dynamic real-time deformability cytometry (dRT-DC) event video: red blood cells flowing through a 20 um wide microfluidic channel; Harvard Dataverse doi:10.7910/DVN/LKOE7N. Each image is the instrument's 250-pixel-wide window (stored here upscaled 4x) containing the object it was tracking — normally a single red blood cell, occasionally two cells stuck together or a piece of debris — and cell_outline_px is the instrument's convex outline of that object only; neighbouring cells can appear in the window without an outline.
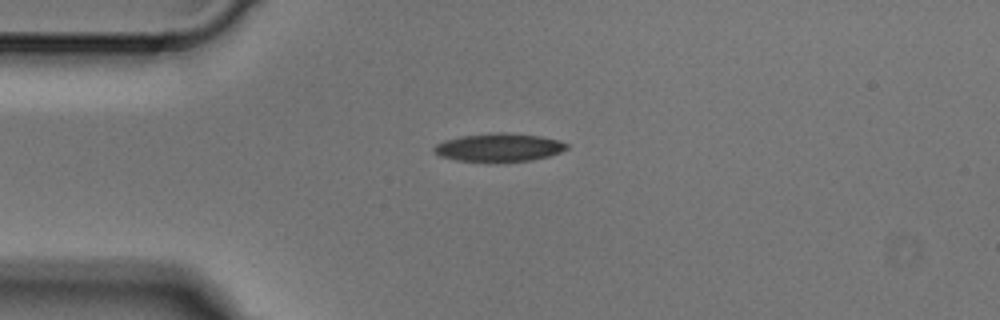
{"species": "Egyptian fruit bat (a non-hibernating species)", "species_latin": "Rousettus aegyptiacus", "temperature_condition": "cold", "stored_images_in_passage": 4, "camera_frame_rate_fps": 3000, "um_per_image_px": 0.085, "animal": {"sex": "male"}, "frame": {"image": 1, "passage_image": 1, "time_ms": 0.0, "image_size_px": [1000, 320], "cell_outline_px": [[568, 148], [560, 152], [548, 156], [532, 160], [456, 160], [440, 156], [432, 152], [432, 148], [436, 144], [444, 140], [460, 136], [496, 132], [508, 132], [540, 136], [560, 140], [568, 144]], "centroid_in_image_um": [42.4, 12.5], "position_along_channel_um": 42.6, "area_um2": 21.5}}
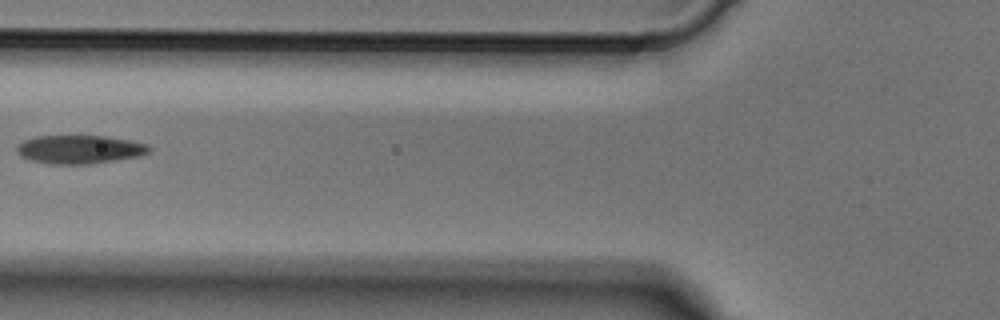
{"frame": {"image": 2, "passage_image": 3, "time_ms": 0.667, "image_size_px": [1000, 320], "cell_outline_px": [[152, 152], [140, 156], [88, 164], [52, 164], [28, 160], [20, 156], [16, 152], [16, 148], [24, 140], [36, 136], [104, 136], [128, 140], [144, 144], [152, 148]], "centroid_in_image_um": [6.74, 12.7], "position_along_channel_um": 119.1, "area_um2": 21.91}}
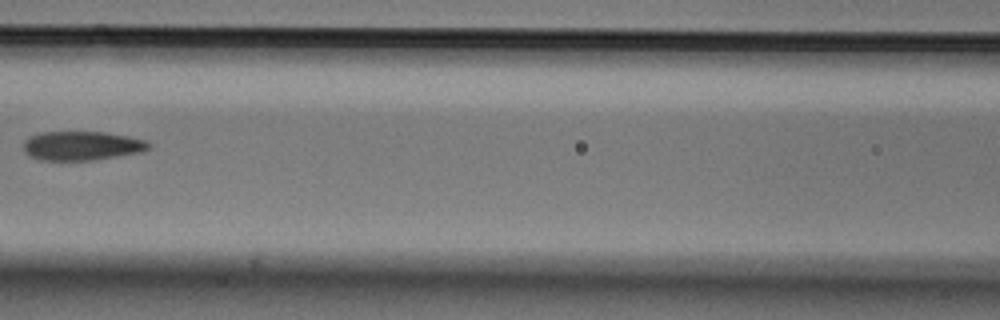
{"frame": {"image": 3, "passage_image": 4, "time_ms": 1.0, "image_size_px": [1000, 320], "cell_outline_px": [[152, 144], [148, 148], [140, 152], [96, 160], [40, 160], [28, 156], [24, 152], [24, 140], [28, 136], [44, 132], [104, 132], [128, 136], [144, 140]], "centroid_in_image_um": [6.92, 12.39], "position_along_channel_um": 159.7, "area_um2": 21.27}}